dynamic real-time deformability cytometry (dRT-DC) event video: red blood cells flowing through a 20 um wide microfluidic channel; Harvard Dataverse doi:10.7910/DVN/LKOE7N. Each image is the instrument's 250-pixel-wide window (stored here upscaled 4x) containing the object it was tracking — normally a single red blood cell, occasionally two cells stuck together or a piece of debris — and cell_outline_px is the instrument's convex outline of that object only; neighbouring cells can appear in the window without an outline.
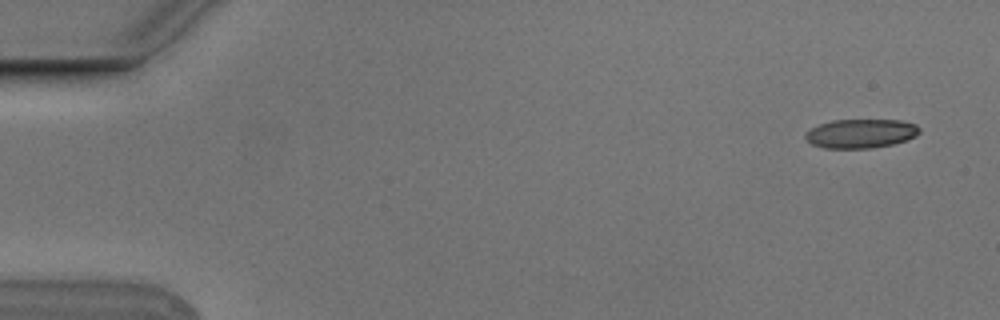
{"species": "Egyptian fruit bat (a non-hibernating species)", "species_latin": "Rousettus aegyptiacus", "temperature_condition": "cold", "stored_images_in_passage": 6, "camera_frame_rate_fps": 3000, "um_per_image_px": 0.085, "animal": {"sex": "male"}, "frame": {"image": 1, "passage_image": 1, "time_ms": 0.0, "image_size_px": [1000, 320], "cell_outline_px": [[920, 132], [916, 136], [892, 144], [872, 148], [824, 148], [812, 144], [804, 136], [812, 128], [820, 124], [832, 120], [900, 120], [916, 124], [920, 128]], "centroid_in_image_um": [73.19, 11.34], "position_along_channel_um": 11.8, "area_um2": 19.13}}